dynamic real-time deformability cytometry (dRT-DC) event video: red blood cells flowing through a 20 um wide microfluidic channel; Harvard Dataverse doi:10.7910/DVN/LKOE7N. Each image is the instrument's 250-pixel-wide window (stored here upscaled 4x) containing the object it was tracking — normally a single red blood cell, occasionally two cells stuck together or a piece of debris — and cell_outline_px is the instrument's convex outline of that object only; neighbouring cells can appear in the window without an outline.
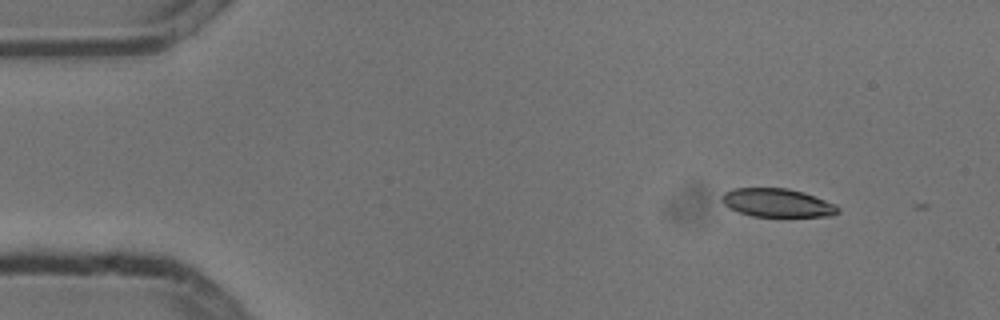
{"species": "common noctule bat (a hibernating species)", "species_latin": "Nyctalus noctula", "temperature_condition": "cold", "stored_images_in_passage": 2, "camera_frame_rate_fps": 3000, "um_per_image_px": 0.085, "animal": {"sex": "male", "body_mass_g": 13.3}, "frame": {"image": 1, "passage_image": 1, "time_ms": 0.0, "image_size_px": [1000, 320], "cell_outline_px": [[840, 212], [832, 216], [752, 216], [728, 208], [720, 200], [720, 196], [724, 192], [732, 188], [788, 188], [804, 192], [836, 204], [840, 208]], "centroid_in_image_um": [66.06, 17.23], "position_along_channel_um": 18.9, "area_um2": 19.42}}